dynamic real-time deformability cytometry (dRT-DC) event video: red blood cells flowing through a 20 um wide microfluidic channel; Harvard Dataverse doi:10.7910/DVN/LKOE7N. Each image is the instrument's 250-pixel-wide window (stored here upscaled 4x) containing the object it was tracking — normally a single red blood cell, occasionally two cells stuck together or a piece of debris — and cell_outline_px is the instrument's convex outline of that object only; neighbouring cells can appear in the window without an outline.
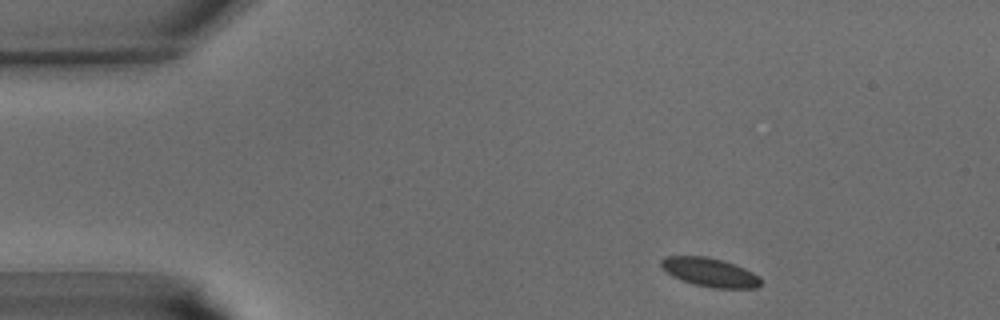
{"species": "common noctule bat (a hibernating species)", "species_latin": "Nyctalus noctula", "temperature_condition": "warm", "stored_images_in_passage": 38, "camera_frame_rate_fps": 3000, "um_per_image_px": 0.085, "animal": {"sex": "male", "body_mass_g": 15.6}, "frame": {"image": 1, "passage_image": 2, "time_ms": 0.333, "image_size_px": [1000, 320], "cell_outline_px": [[760, 284], [756, 288], [712, 288], [696, 284], [672, 276], [660, 264], [660, 260], [664, 256], [708, 256], [744, 268], [760, 276]], "centroid_in_image_um": [60.34, 23.14], "position_along_channel_um": 24.7, "area_um2": 16.42}}
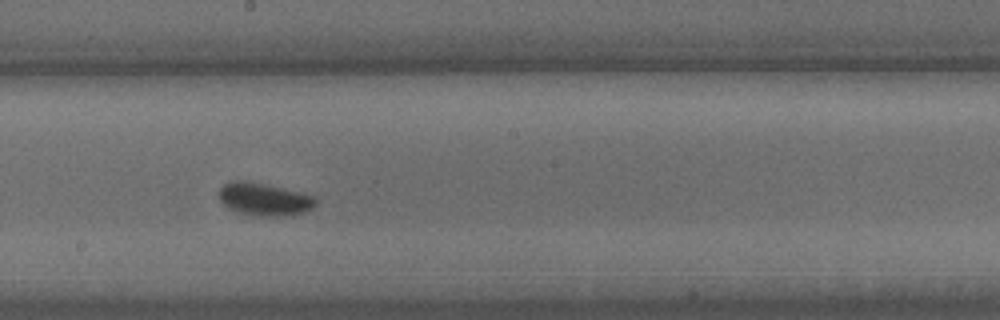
{"frame": {"image": 2, "passage_image": 19, "time_ms": 6.0, "image_size_px": [1000, 320], "cell_outline_px": [[316, 204], [312, 208], [304, 212], [284, 216], [256, 216], [240, 212], [224, 204], [216, 196], [220, 188], [224, 184], [232, 180], [244, 180], [264, 184], [300, 192], [312, 196], [316, 200]], "centroid_in_image_um": [22.43, 16.93], "position_along_channel_um": 225.8, "area_um2": 18.26}}
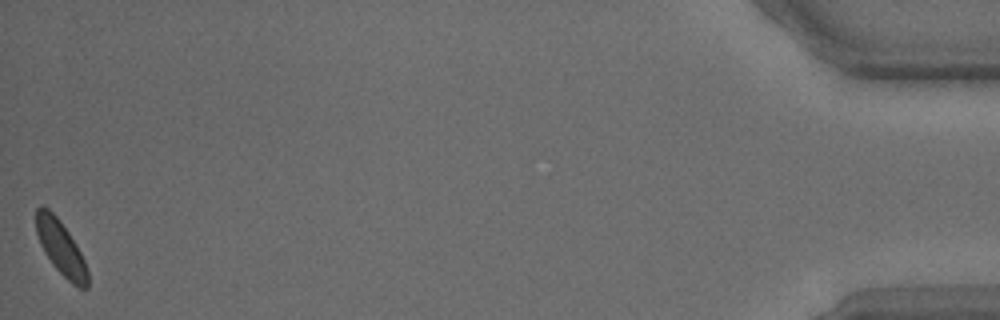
{"frame": {"image": 3, "passage_image": 38, "time_ms": 12.333, "image_size_px": [1000, 320], "cell_outline_px": [[88, 288], [80, 288], [72, 284], [56, 268], [44, 252], [40, 244], [36, 232], [36, 208], [40, 204], [48, 208], [60, 220], [76, 244], [84, 260], [88, 272]], "centroid_in_image_um": [5.16, 21.04], "position_along_channel_um": 430.0, "area_um2": 16.18}}